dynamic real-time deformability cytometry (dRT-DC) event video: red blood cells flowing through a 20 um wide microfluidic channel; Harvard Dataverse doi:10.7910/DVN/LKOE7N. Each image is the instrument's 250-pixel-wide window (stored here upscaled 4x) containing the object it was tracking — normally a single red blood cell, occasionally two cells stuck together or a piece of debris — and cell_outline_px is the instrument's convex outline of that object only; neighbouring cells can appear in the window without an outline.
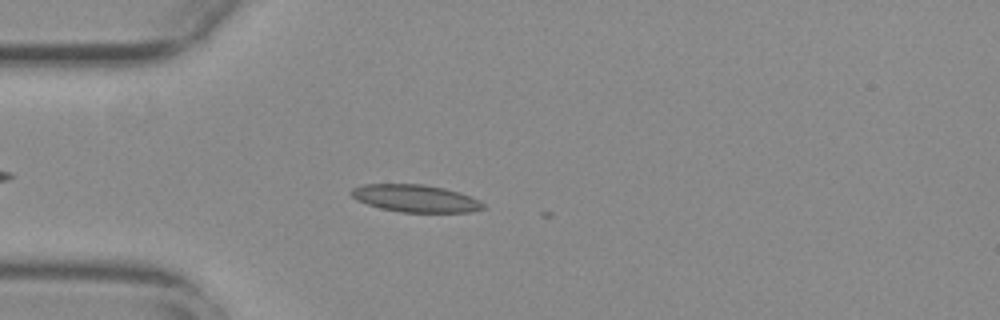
{"species": "common noctule bat (a hibernating species)", "species_latin": "Nyctalus noctula", "temperature_condition": "warm", "stored_images_in_passage": 9, "camera_frame_rate_fps": 3000, "um_per_image_px": 0.085, "animal": {"sex": "female", "body_mass_g": 29.2, "forearm_length_mm": 56.3}, "frame": {"image": 1, "passage_image": 8, "time_ms": 2.333, "image_size_px": [1000, 320], "cell_outline_px": [[488, 208], [472, 212], [400, 212], [380, 208], [356, 200], [348, 192], [352, 188], [360, 184], [424, 184], [444, 188], [460, 192], [472, 196], [480, 200]], "centroid_in_image_um": [35.34, 16.86], "position_along_channel_um": 49.7, "area_um2": 21.39}}